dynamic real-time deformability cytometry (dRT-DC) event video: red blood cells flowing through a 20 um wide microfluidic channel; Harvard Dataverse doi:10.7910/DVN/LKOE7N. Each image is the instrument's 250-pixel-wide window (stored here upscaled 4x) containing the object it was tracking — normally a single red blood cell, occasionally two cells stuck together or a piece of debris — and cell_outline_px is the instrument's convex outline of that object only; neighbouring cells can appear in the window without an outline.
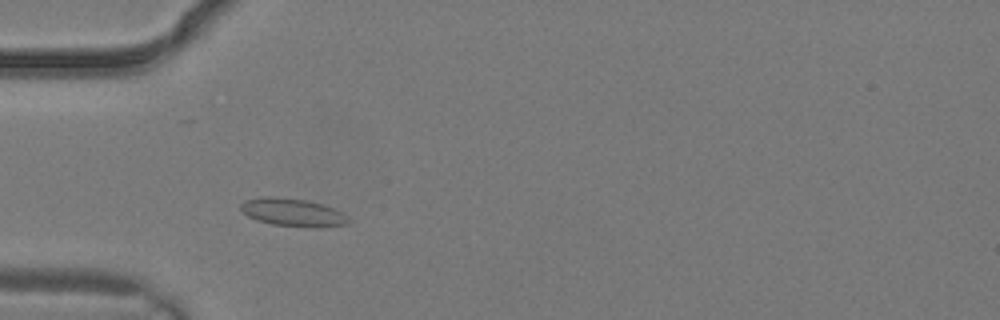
{"species": "common noctule bat (a hibernating species)", "species_latin": "Nyctalus noctula", "temperature_condition": "warm", "stored_images_in_passage": 2, "camera_frame_rate_fps": 3000, "um_per_image_px": 0.085, "animal": {"sex": "male", "body_mass_g": 19.2, "forearm_length_mm": 51.8}, "frame": {"image": 1, "passage_image": 2, "time_ms": 0.333, "image_size_px": [1000, 320], "cell_outline_px": [[352, 220], [348, 224], [312, 228], [308, 228], [272, 224], [256, 220], [248, 216], [240, 208], [240, 204], [244, 200], [260, 196], [276, 196], [304, 200], [320, 204], [332, 208], [348, 216]], "centroid_in_image_um": [24.86, 18.06], "position_along_channel_um": 60.1, "area_um2": 17.63}}